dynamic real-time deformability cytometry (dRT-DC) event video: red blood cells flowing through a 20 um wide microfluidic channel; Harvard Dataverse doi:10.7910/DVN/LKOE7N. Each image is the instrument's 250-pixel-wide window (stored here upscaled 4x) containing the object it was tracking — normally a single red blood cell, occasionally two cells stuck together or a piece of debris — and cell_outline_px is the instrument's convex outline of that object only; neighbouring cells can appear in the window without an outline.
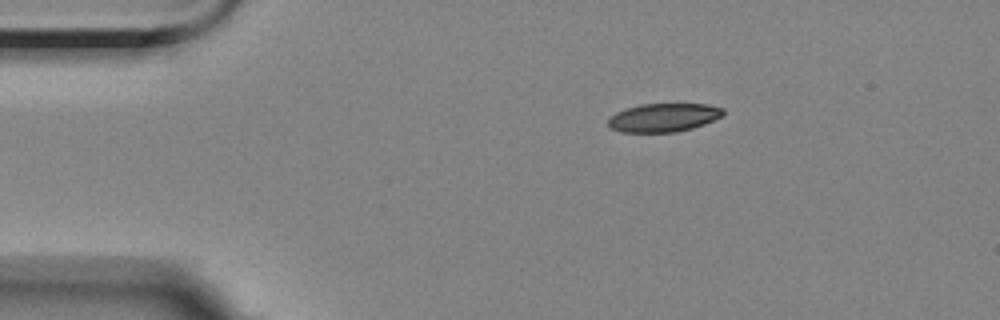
{"species": "Egyptian fruit bat (a non-hibernating species)", "species_latin": "Rousettus aegyptiacus", "temperature_condition": "room temperature", "stored_images_in_passage": 5, "camera_frame_rate_fps": 3000, "um_per_image_px": 0.085, "animal": {"sex": "female"}, "frame": {"image": 1, "passage_image": 5, "time_ms": 5.667, "image_size_px": [1000, 320], "cell_outline_px": [[724, 112], [720, 116], [704, 124], [692, 128], [676, 132], [620, 132], [608, 128], [608, 120], [616, 112], [640, 104], [708, 104], [724, 108]], "centroid_in_image_um": [56.38, 9.99], "position_along_channel_um": 28.6, "area_um2": 19.02}}